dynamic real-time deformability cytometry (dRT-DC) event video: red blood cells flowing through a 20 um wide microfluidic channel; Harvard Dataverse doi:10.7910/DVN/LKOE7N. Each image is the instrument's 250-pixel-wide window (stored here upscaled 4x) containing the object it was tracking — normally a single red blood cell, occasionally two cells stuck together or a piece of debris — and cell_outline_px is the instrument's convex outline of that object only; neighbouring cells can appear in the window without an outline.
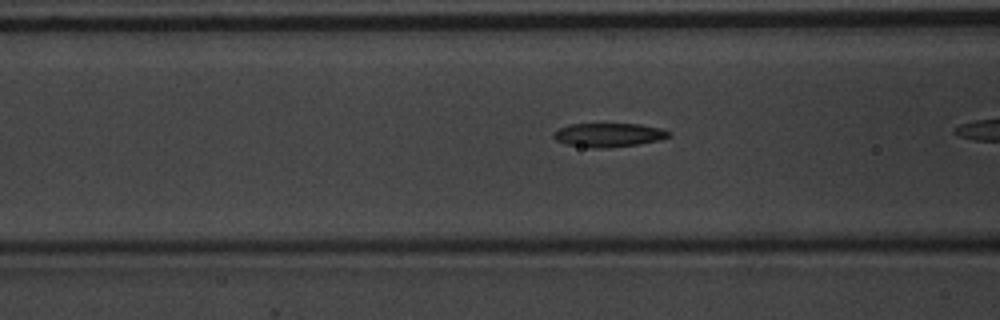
{"species": "common noctule bat (a hibernating species)", "species_latin": "Nyctalus noctula", "temperature_condition": "warm", "stored_images_in_passage": 11, "camera_frame_rate_fps": 3000, "um_per_image_px": 0.085, "animal": {"sex": "male", "body_mass_g": 20.1, "forearm_length_mm": 53.5}, "frame": {"image": 1, "passage_image": 4, "time_ms": 1.0, "image_size_px": [1000, 320], "cell_outline_px": [[672, 136], [656, 140], [636, 144], [604, 148], [592, 148], [564, 144], [556, 140], [552, 136], [552, 132], [568, 124], [640, 124], [660, 128], [672, 132]], "centroid_in_image_um": [51.69, 11.46], "position_along_channel_um": 114.9, "area_um2": 16.01}}